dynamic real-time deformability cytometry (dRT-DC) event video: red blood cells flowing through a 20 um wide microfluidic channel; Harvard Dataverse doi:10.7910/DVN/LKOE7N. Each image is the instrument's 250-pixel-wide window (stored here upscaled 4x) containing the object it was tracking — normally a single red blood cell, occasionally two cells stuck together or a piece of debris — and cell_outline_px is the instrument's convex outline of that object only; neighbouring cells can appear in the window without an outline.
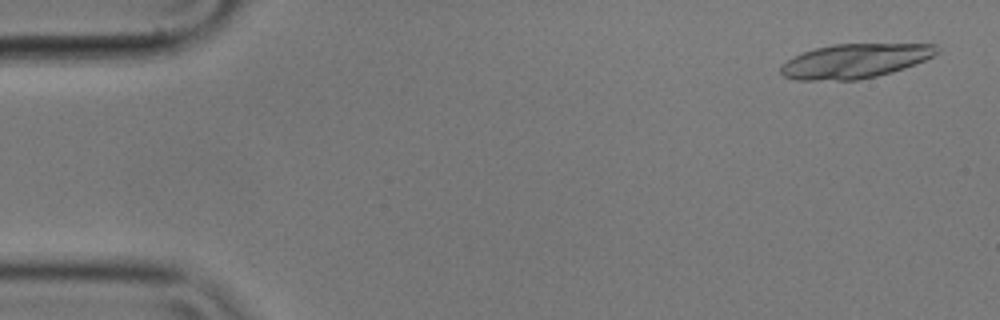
{"species": "common noctule bat (a hibernating species)", "species_latin": "Nyctalus noctula", "temperature_condition": "cold", "stored_images_in_passage": 19, "camera_frame_rate_fps": 3000, "um_per_image_px": 0.085, "animal": {"sex": "male", "body_mass_g": 17.9}, "frame": {"image": 1, "passage_image": 3, "time_ms": 0.667, "image_size_px": [1000, 320], "cell_outline_px": [[940, 52], [924, 60], [904, 68], [892, 72], [876, 76], [856, 80], [796, 80], [784, 76], [780, 72], [780, 68], [788, 60], [804, 52], [816, 48], [832, 44], [936, 44], [940, 48]], "centroid_in_image_um": [72.7, 5.18], "position_along_channel_um": 12.3, "area_um2": 30.98}}